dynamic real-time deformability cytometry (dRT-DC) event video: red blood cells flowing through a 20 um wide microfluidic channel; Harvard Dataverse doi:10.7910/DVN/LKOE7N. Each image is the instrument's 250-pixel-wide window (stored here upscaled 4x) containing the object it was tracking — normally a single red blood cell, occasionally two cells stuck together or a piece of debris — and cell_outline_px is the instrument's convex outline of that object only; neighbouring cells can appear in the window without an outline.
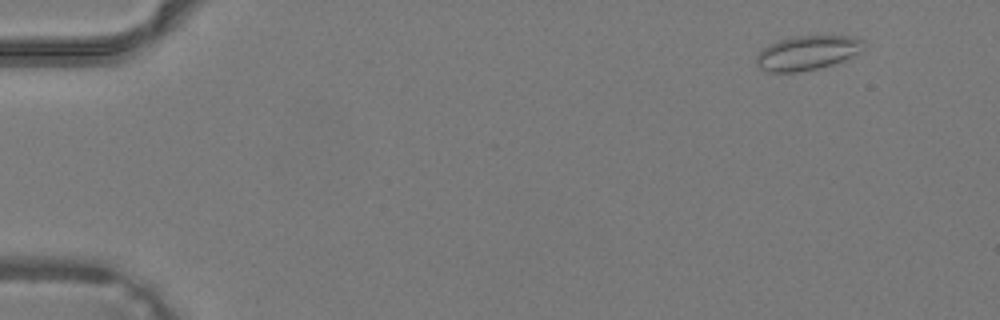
{"species": "common noctule bat (a hibernating species)", "species_latin": "Nyctalus noctula", "temperature_condition": "warm", "stored_images_in_passage": 12, "camera_frame_rate_fps": 3000, "um_per_image_px": 0.085, "animal": {"sex": "male", "body_mass_g": 19.2, "forearm_length_mm": 51.8}, "frame": {"image": 1, "passage_image": 4, "time_ms": 1.0, "image_size_px": [1000, 320], "cell_outline_px": [[864, 40], [860, 52], [844, 60], [820, 68], [800, 72], [768, 72], [760, 68], [756, 64], [756, 56], [764, 48], [780, 40], [796, 36], [852, 36]], "centroid_in_image_um": [68.62, 4.5], "position_along_channel_um": 16.4, "area_um2": 21.27}}